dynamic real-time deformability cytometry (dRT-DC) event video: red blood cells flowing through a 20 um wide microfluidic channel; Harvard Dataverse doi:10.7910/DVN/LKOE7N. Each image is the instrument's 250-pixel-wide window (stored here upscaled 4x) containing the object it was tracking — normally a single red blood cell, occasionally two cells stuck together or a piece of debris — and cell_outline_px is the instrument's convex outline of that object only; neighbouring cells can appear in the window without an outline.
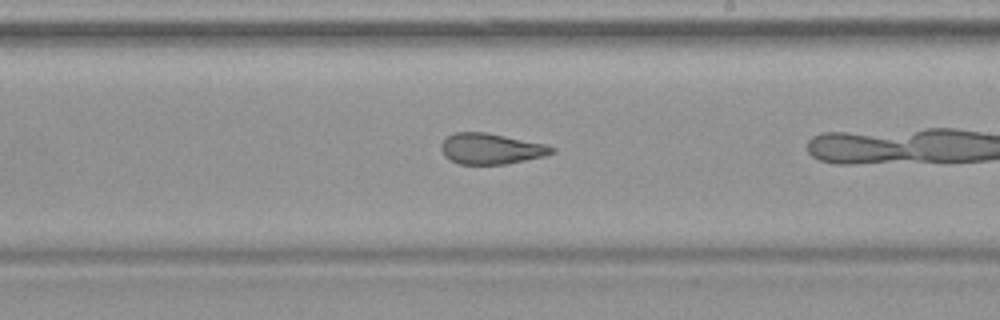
{"species": "common noctule bat (a hibernating species)", "species_latin": "Nyctalus noctula", "temperature_condition": "warm", "stored_images_in_passage": 35, "camera_frame_rate_fps": 3000, "um_per_image_px": 0.085, "animal": {"sex": "female", "body_mass_g": 19.9}, "frame": {"image": 1, "passage_image": 25, "time_ms": 8.0, "image_size_px": [1000, 320], "cell_outline_px": [[556, 152], [544, 156], [504, 164], [460, 164], [444, 156], [440, 148], [440, 144], [448, 136], [456, 132], [488, 132], [544, 144], [556, 148]], "centroid_in_image_um": [41.73, 12.63], "position_along_channel_um": 247.3, "area_um2": 19.77}}